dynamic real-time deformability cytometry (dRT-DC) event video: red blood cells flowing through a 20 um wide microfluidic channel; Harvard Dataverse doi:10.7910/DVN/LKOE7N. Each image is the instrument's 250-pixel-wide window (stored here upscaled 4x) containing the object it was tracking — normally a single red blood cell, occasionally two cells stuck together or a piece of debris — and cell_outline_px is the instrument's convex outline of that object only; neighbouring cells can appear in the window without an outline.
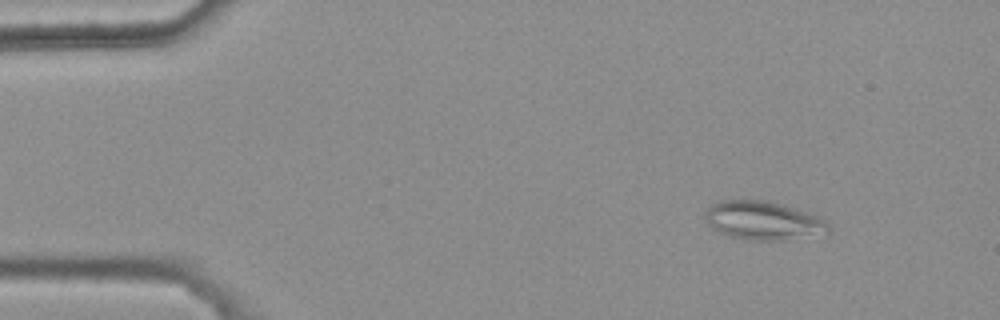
{"species": "common noctule bat (a hibernating species)", "species_latin": "Nyctalus noctula", "temperature_condition": "warm", "stored_images_in_passage": 4, "camera_frame_rate_fps": 3000, "um_per_image_px": 0.085, "animal": {"sex": "female", "body_mass_g": 25.1}, "frame": {"image": 1, "passage_image": 1, "time_ms": 0.0, "image_size_px": [1000, 320], "cell_outline_px": [[832, 228], [828, 232], [784, 240], [744, 240], [728, 236], [716, 232], [708, 224], [704, 216], [704, 212], [712, 204], [720, 200], [768, 200], [796, 208], [820, 216]], "centroid_in_image_um": [64.83, 18.74], "position_along_channel_um": 20.2, "area_um2": 28.03}}